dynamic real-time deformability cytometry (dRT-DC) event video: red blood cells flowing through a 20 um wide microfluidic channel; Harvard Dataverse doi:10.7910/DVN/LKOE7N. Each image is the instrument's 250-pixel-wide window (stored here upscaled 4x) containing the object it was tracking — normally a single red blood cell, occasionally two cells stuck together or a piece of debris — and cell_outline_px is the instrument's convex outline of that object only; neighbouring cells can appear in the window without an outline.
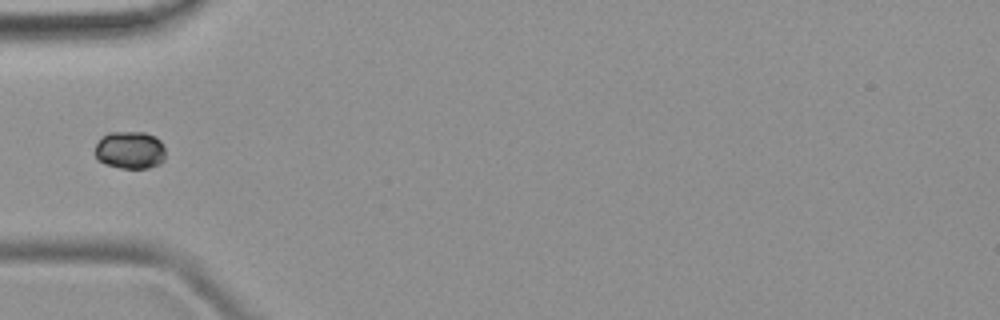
{"species": "common noctule bat (a hibernating species)", "species_latin": "Nyctalus noctula", "temperature_condition": "room temperature", "stored_images_in_passage": 5, "camera_frame_rate_fps": 3000, "um_per_image_px": 0.085, "animal": {"sex": "female", "body_mass_g": 19.9}, "frame": {"image": 1, "passage_image": 5, "time_ms": 4.333, "image_size_px": [1000, 320], "cell_outline_px": [[164, 160], [160, 164], [148, 168], [120, 168], [104, 164], [96, 160], [96, 144], [108, 132], [144, 132], [156, 136], [160, 140], [164, 148]], "centroid_in_image_um": [11.06, 12.76], "position_along_channel_um": 73.9, "area_um2": 15.55}}